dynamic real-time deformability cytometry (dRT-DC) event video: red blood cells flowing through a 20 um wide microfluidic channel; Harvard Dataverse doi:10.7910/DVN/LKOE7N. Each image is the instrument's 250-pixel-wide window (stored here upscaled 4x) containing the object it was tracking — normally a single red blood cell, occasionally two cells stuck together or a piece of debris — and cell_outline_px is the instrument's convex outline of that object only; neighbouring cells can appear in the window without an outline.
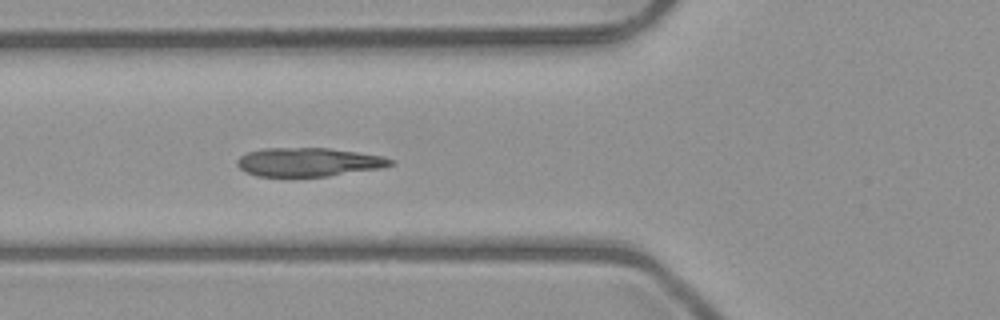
{"species": "common noctule bat (a hibernating species)", "species_latin": "Nyctalus noctula", "temperature_condition": "room temperature", "stored_images_in_passage": 53, "camera_frame_rate_fps": 3000, "um_per_image_px": 0.085, "animal": {"sex": "male", "body_mass_g": 23.1, "forearm_length_mm": 52.7}, "frame": {"image": 1, "passage_image": 21, "time_ms": 6.667, "image_size_px": [1000, 320], "cell_outline_px": [[396, 164], [384, 168], [328, 176], [256, 176], [244, 172], [236, 164], [236, 160], [240, 156], [248, 152], [264, 148], [328, 148], [384, 156], [396, 160]], "centroid_in_image_um": [26.27, 13.78], "position_along_channel_um": 99.5, "area_um2": 25.89}}
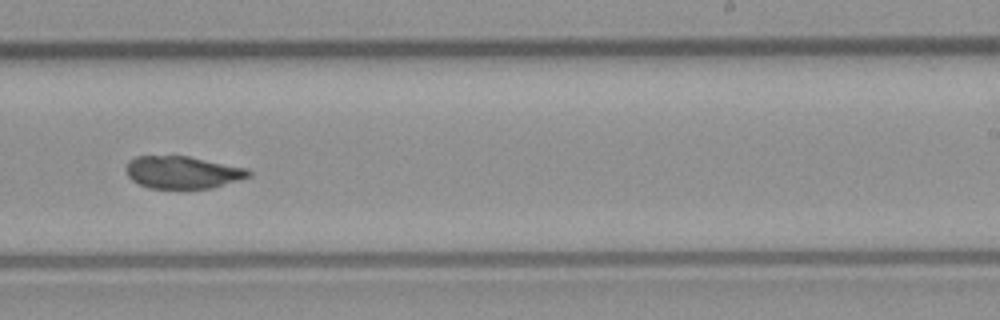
{"frame": {"image": 2, "passage_image": 34, "time_ms": 11.0, "image_size_px": [1000, 320], "cell_outline_px": [[252, 176], [240, 180], [212, 188], [148, 188], [132, 180], [128, 176], [128, 160], [136, 156], [188, 156], [248, 168], [252, 172]], "centroid_in_image_um": [15.58, 14.65], "position_along_channel_um": 273.4, "area_um2": 23.12}}
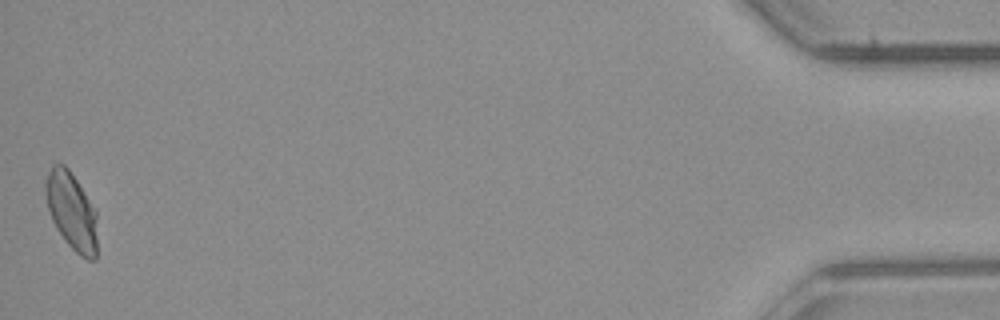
{"frame": {"image": 3, "passage_image": 53, "time_ms": 17.333, "image_size_px": [1000, 320], "cell_outline_px": [[96, 260], [88, 260], [80, 256], [64, 240], [56, 228], [52, 220], [48, 208], [44, 188], [44, 180], [52, 164], [64, 164], [68, 168], [76, 180], [96, 212]], "centroid_in_image_um": [6.05, 17.95], "position_along_channel_um": 429.1, "area_um2": 23.18}}